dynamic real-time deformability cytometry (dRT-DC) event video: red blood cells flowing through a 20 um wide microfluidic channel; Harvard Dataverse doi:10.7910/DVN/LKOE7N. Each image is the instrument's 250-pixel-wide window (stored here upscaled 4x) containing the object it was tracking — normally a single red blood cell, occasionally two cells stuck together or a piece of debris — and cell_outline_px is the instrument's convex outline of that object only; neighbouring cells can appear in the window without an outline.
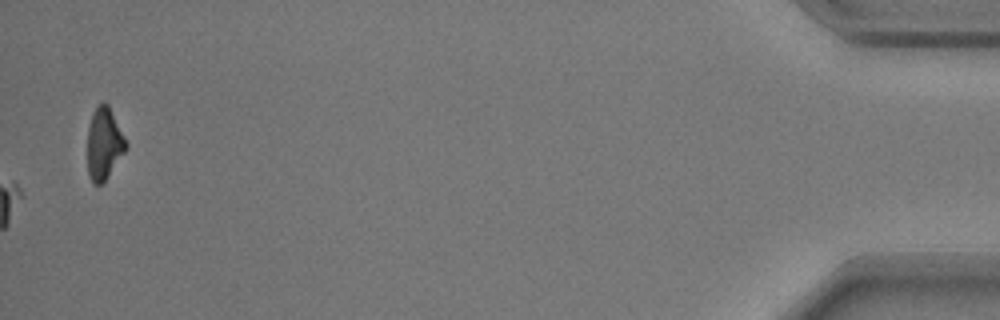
{"species": "common noctule bat (a hibernating species)", "species_latin": "Nyctalus noctula", "temperature_condition": "warm", "stored_images_in_passage": 56, "camera_frame_rate_fps": 3000, "um_per_image_px": 0.085, "animal": {"sex": "male", "body_mass_g": 17.9}, "frame": {"image": 1, "passage_image": 56, "time_ms": 18.333, "image_size_px": [1000, 320], "cell_outline_px": [[128, 148], [108, 176], [100, 184], [92, 184], [88, 176], [88, 128], [92, 112], [104, 100], [108, 104], [128, 144]], "centroid_in_image_um": [8.85, 12.21], "position_along_channel_um": 426.4, "area_um2": 16.13}}